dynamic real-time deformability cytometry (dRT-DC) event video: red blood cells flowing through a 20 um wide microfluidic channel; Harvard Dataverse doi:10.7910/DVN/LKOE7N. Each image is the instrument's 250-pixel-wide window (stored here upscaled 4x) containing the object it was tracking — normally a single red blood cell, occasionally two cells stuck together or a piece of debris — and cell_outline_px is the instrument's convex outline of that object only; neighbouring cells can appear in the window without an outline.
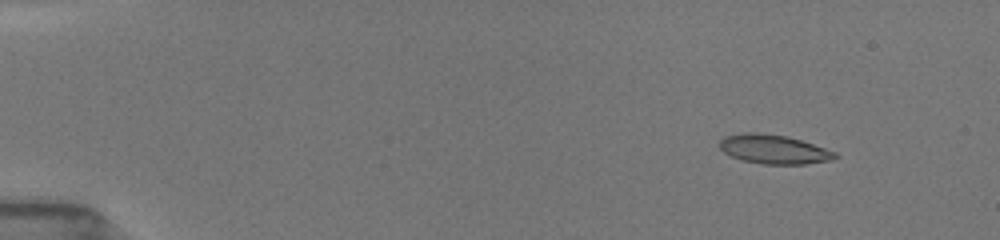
{"species": "common noctule bat (a hibernating species)", "species_latin": "Nyctalus noctula", "temperature_condition": "room temperature", "stored_images_in_passage": 23, "camera_frame_rate_fps": 3000, "um_per_image_px": 0.085, "animal": {"sex": "female", "body_mass_g": 19.5, "forearm_length_mm": 54.1}, "frame": {"image": 1, "passage_image": 4, "time_ms": 1.667, "image_size_px": [1000, 240], "cell_outline_px": [[840, 156], [832, 160], [804, 164], [764, 164], [740, 160], [724, 152], [720, 148], [720, 140], [724, 136], [744, 132], [756, 132], [788, 136], [836, 152]], "centroid_in_image_um": [65.77, 12.69], "position_along_channel_um": 19.2, "area_um2": 19.59}}
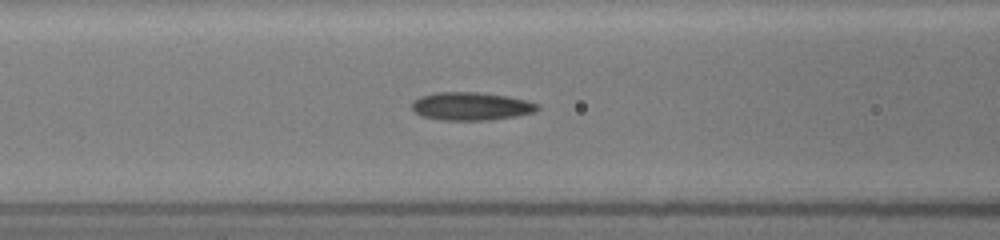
{"frame": {"image": 2, "passage_image": 16, "time_ms": 7.333, "image_size_px": [1000, 240], "cell_outline_px": [[540, 108], [532, 112], [516, 116], [492, 120], [440, 120], [420, 116], [412, 108], [412, 100], [420, 96], [436, 92], [480, 92], [508, 96], [540, 104]], "centroid_in_image_um": [40.02, 9.03], "position_along_channel_um": 126.6, "area_um2": 20.69}}
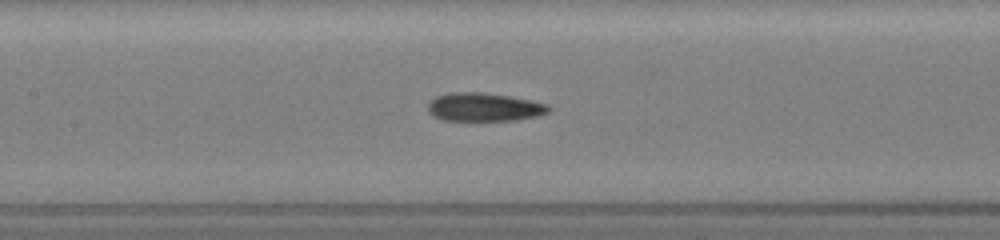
{"frame": {"image": 3, "passage_image": 19, "time_ms": 8.333, "image_size_px": [1000, 240], "cell_outline_px": [[552, 108], [548, 112], [536, 116], [516, 120], [444, 120], [432, 116], [428, 112], [428, 104], [436, 96], [448, 92], [484, 92], [532, 100], [548, 104]], "centroid_in_image_um": [41.14, 9.09], "position_along_channel_um": 166.3, "area_um2": 20.06}}